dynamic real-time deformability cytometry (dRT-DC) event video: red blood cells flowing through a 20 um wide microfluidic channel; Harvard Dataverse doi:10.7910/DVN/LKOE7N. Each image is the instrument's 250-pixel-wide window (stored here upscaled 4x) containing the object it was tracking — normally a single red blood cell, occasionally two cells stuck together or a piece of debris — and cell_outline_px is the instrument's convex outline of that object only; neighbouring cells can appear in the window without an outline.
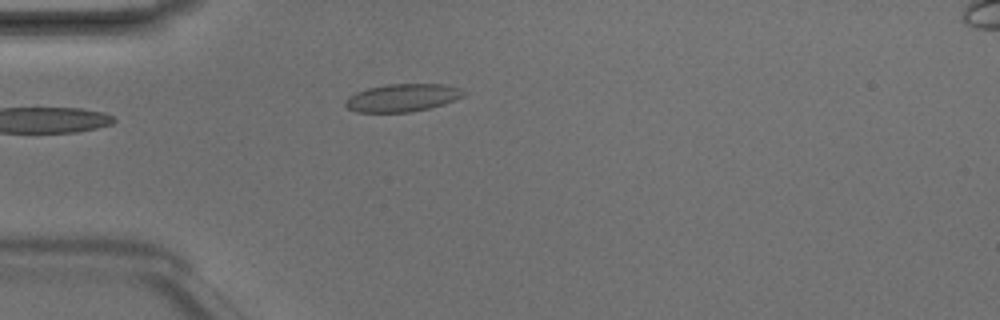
{"species": "Egyptian fruit bat (a non-hibernating species)", "species_latin": "Rousettus aegyptiacus", "temperature_condition": "room temperature", "stored_images_in_passage": 4, "camera_frame_rate_fps": 3000, "um_per_image_px": 0.085, "animal": {"sex": "male"}, "frame": {"image": 1, "passage_image": 4, "time_ms": 1.0, "image_size_px": [1000, 320], "cell_outline_px": [[468, 92], [464, 96], [444, 104], [412, 112], [356, 112], [348, 108], [344, 104], [344, 100], [348, 96], [356, 92], [368, 88], [388, 84], [440, 84], [460, 88]], "centroid_in_image_um": [34.2, 8.31], "position_along_channel_um": 50.8, "area_um2": 19.19}}